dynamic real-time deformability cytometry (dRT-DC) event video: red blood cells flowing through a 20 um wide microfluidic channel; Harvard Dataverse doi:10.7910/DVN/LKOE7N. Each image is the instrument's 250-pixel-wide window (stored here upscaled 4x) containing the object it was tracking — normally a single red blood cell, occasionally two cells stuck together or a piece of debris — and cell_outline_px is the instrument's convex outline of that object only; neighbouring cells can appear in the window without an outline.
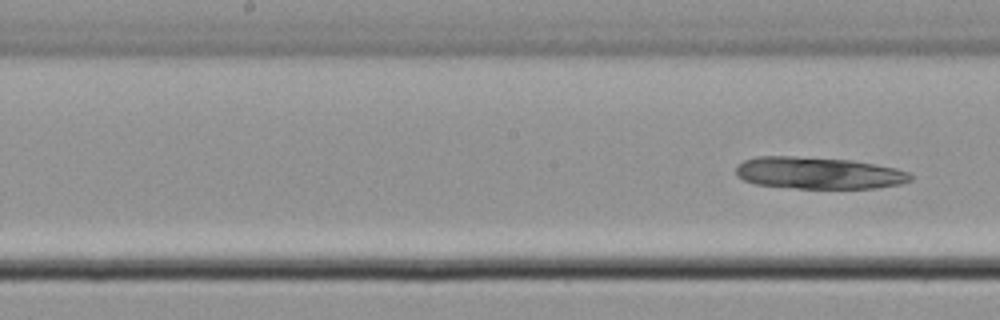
{"species": "common noctule bat (a hibernating species)", "species_latin": "Nyctalus noctula", "temperature_condition": "cold", "stored_images_in_passage": 6, "segment_of_instrument_passage": [2, 2], "camera_frame_rate_fps": 3000, "um_per_image_px": 0.085, "animal": {"sex": "male", "body_mass_g": 21.5, "forearm_length_mm": 52.0}, "frame": {"image": 1, "passage_image": 6, "time_ms": 7.0, "image_size_px": [1000, 320], "cell_outline_px": [[912, 180], [900, 184], [876, 188], [796, 188], [756, 184], [744, 180], [736, 176], [736, 164], [744, 160], [756, 156], [792, 156], [852, 160], [896, 168], [908, 172], [912, 176]], "centroid_in_image_um": [69.55, 14.7], "position_along_channel_um": 178.7, "area_um2": 32.48}}